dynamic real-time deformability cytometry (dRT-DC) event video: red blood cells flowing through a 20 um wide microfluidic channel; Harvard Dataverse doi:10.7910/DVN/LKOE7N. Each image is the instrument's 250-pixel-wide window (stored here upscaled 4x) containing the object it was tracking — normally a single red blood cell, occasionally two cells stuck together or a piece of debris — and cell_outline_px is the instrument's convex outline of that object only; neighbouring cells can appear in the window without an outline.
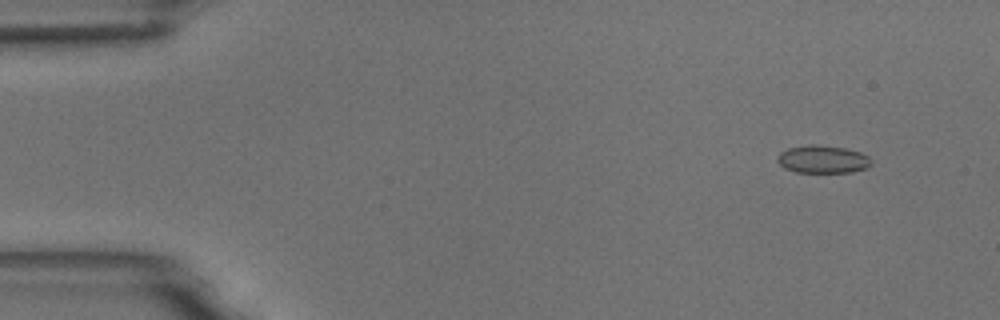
{"species": "common noctule bat (a hibernating species)", "species_latin": "Nyctalus noctula", "temperature_condition": "room temperature", "stored_images_in_passage": 4, "camera_frame_rate_fps": 3000, "um_per_image_px": 0.085, "animal": {"sex": "male", "body_mass_g": 18.8}, "frame": {"image": 1, "passage_image": 2, "time_ms": 1.0, "image_size_px": [1000, 320], "cell_outline_px": [[872, 164], [864, 168], [852, 172], [796, 172], [784, 168], [776, 160], [776, 156], [780, 152], [788, 148], [812, 144], [816, 144], [844, 148], [860, 152], [868, 156], [872, 160]], "centroid_in_image_um": [69.91, 13.53], "position_along_channel_um": 15.1, "area_um2": 15.2}}
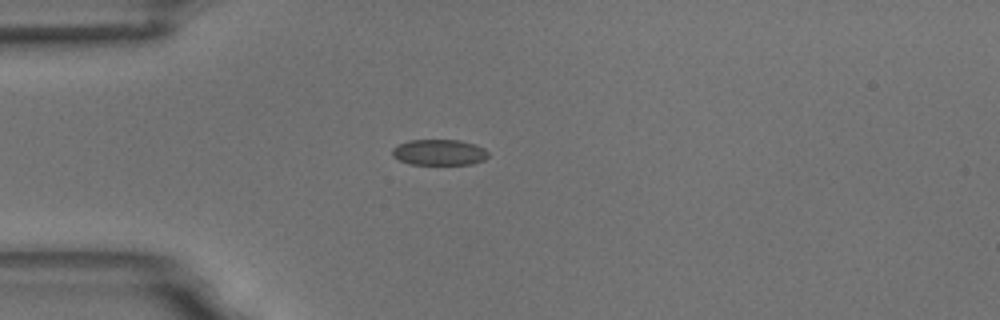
{"frame": {"image": 2, "passage_image": 4, "time_ms": 4.333, "image_size_px": [1000, 320], "cell_outline_px": [[488, 156], [484, 160], [472, 164], [412, 164], [400, 160], [392, 156], [392, 148], [408, 140], [460, 140], [476, 144], [484, 148], [488, 152]], "centroid_in_image_um": [37.35, 12.94], "position_along_channel_um": 47.6, "area_um2": 14.45}}